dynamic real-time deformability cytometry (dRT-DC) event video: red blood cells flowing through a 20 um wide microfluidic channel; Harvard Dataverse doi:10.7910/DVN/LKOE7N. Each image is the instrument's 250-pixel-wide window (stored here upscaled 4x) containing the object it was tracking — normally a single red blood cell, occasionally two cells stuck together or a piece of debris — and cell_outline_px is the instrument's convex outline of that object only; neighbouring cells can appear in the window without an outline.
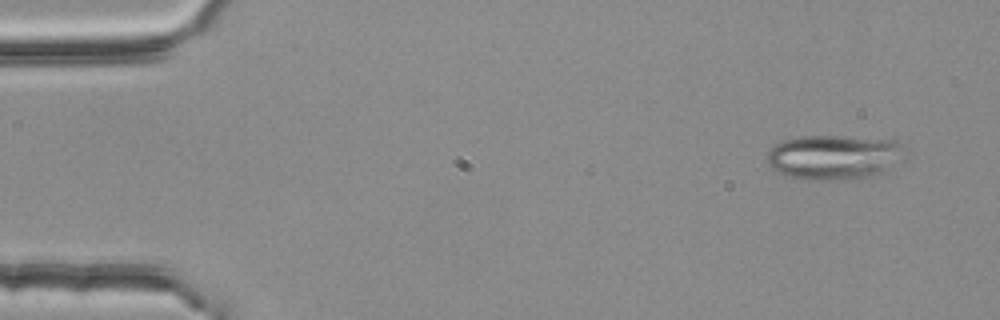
{"species": "common noctule bat (a hibernating species)", "species_latin": "Nyctalus noctula", "temperature_condition": "room temperature", "stored_images_in_passage": 5, "camera_frame_rate_fps": 3000, "um_per_image_px": 0.085, "animal": {"sex": "female", "body_mass_g": 25.1}, "frame": {"image": 1, "passage_image": 1, "time_ms": 0.0, "image_size_px": [1000, 320], "cell_outline_px": [[908, 148], [880, 176], [844, 180], [804, 180], [788, 176], [776, 172], [764, 160], [764, 156], [776, 144], [784, 140], [804, 136], [840, 136], [896, 140], [904, 144]], "centroid_in_image_um": [70.86, 13.37], "position_along_channel_um": 14.1, "area_um2": 36.36}}
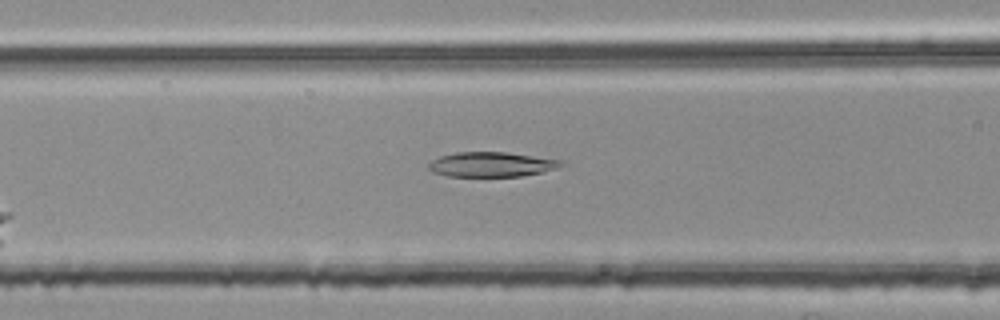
{"frame": {"image": 2, "passage_image": 5, "time_ms": 1.333, "image_size_px": [1000, 320], "cell_outline_px": [[564, 164], [556, 168], [540, 172], [520, 176], [448, 176], [432, 172], [428, 168], [428, 164], [432, 160], [440, 156], [456, 152], [504, 152], [564, 160]], "centroid_in_image_um": [41.75, 13.97], "position_along_channel_um": 124.8, "area_um2": 19.02}}